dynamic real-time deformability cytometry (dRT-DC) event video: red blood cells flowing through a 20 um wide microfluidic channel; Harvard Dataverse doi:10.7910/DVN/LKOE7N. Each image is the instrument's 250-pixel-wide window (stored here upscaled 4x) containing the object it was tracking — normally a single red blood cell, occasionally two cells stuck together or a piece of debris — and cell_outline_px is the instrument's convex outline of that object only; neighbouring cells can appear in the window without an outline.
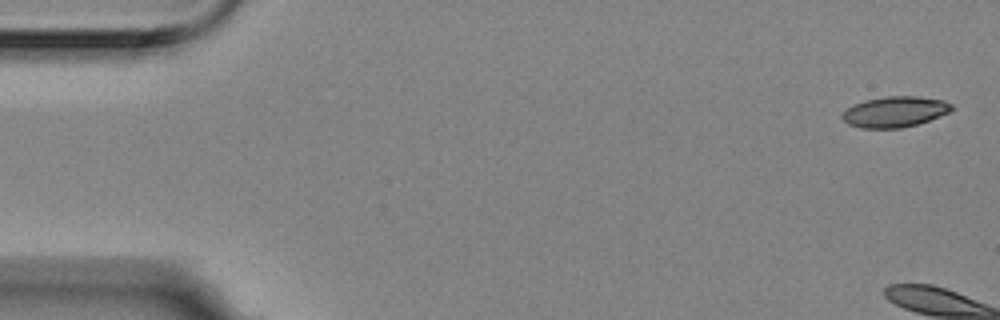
{"species": "Egyptian fruit bat (a non-hibernating species)", "species_latin": "Rousettus aegyptiacus", "temperature_condition": "room temperature", "stored_images_in_passage": 4, "camera_frame_rate_fps": 3000, "um_per_image_px": 0.085, "animal": {"sex": "female"}, "frame": {"image": 1, "passage_image": 1, "time_ms": 0.0, "image_size_px": [1000, 320], "cell_outline_px": [[952, 108], [948, 112], [940, 116], [916, 124], [900, 128], [860, 128], [848, 124], [840, 116], [848, 108], [864, 100], [888, 96], [916, 96], [944, 100], [952, 104]], "centroid_in_image_um": [76.05, 9.5], "position_along_channel_um": 8.9, "area_um2": 19.36}}